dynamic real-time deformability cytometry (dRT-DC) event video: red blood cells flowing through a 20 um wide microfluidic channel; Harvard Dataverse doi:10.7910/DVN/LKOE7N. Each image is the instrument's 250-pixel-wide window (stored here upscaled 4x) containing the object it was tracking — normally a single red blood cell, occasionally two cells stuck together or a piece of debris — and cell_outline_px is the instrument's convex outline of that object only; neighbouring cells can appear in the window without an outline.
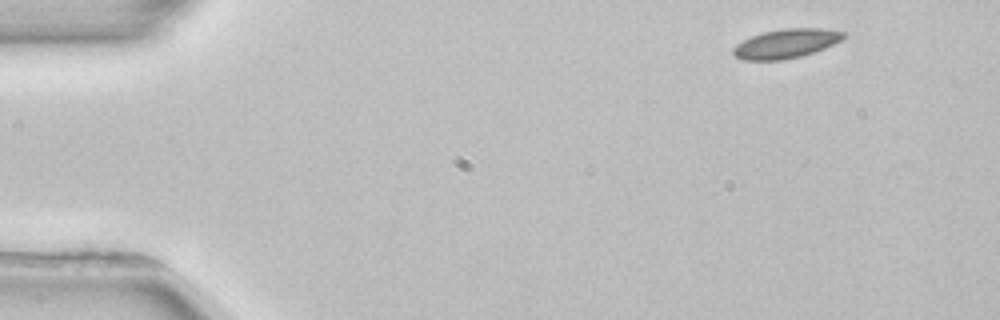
{"species": "common noctule bat (a hibernating species)", "species_latin": "Nyctalus noctula", "temperature_condition": "room temperature", "stored_images_in_passage": 4, "segment_of_instrument_passage": [1, 2], "camera_frame_rate_fps": 3000, "um_per_image_px": 0.085, "animal": {"sex": "female", "body_mass_g": 22.7, "forearm_length_mm": 54.2}, "frame": {"image": 1, "passage_image": 1, "time_ms": 0.0, "image_size_px": [1000, 320], "cell_outline_px": [[844, 36], [840, 40], [824, 48], [800, 56], [784, 60], [744, 60], [736, 56], [732, 52], [732, 48], [736, 44], [752, 36], [764, 32], [784, 28], [824, 28], [844, 32]], "centroid_in_image_um": [66.79, 3.7], "position_along_channel_um": 18.2, "area_um2": 18.5}}
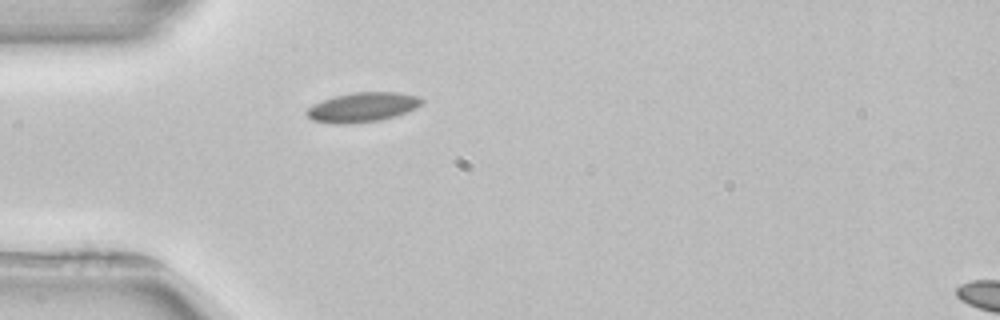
{"frame": {"image": 2, "passage_image": 3, "time_ms": 3.333, "image_size_px": [1000, 320], "cell_outline_px": [[424, 100], [416, 108], [396, 116], [380, 120], [348, 124], [332, 124], [312, 120], [304, 112], [312, 104], [336, 96], [356, 92], [396, 92], [416, 96]], "centroid_in_image_um": [30.78, 9.13], "position_along_channel_um": 54.2, "area_um2": 19.71}}